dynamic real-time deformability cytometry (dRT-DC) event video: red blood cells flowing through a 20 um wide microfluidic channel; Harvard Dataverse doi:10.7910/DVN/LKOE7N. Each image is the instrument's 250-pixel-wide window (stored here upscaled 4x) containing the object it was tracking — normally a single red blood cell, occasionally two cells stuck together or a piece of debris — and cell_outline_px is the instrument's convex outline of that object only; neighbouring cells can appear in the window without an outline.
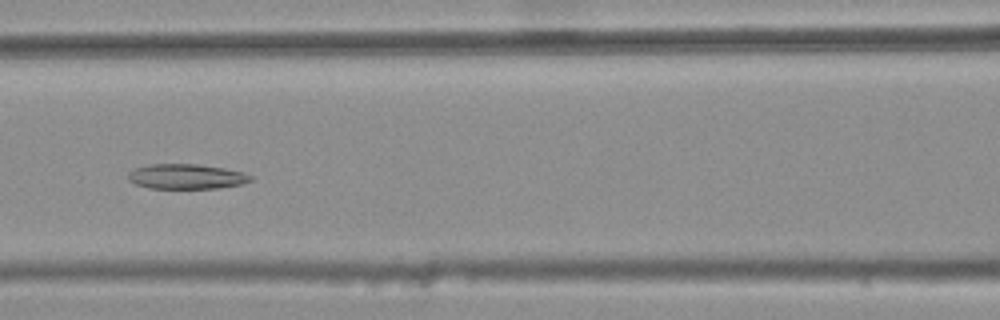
{"species": "common noctule bat (a hibernating species)", "species_latin": "Nyctalus noctula", "temperature_condition": "warm", "stored_images_in_passage": 31, "camera_frame_rate_fps": 3000, "um_per_image_px": 0.085, "animal": {"sex": "female", "body_mass_g": 25.1}, "frame": {"image": 1, "passage_image": 11, "time_ms": 3.333, "image_size_px": [1000, 320], "cell_outline_px": [[252, 180], [244, 184], [220, 188], [148, 188], [136, 184], [128, 180], [128, 172], [136, 168], [148, 164], [196, 164], [224, 168], [244, 172], [252, 176]], "centroid_in_image_um": [15.86, 15.0], "position_along_channel_um": 150.7, "area_um2": 17.92}}
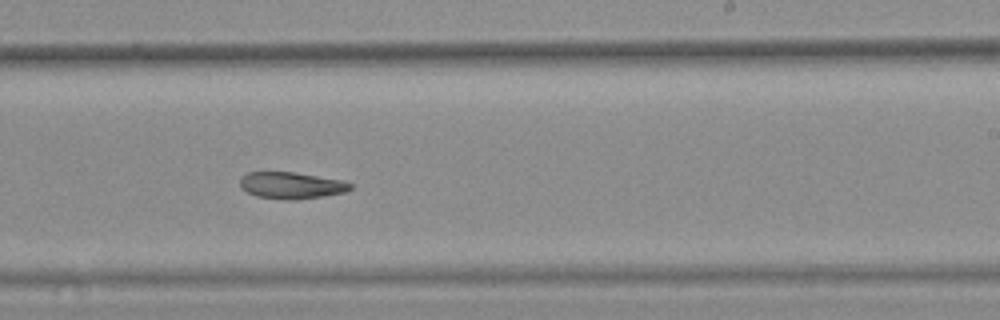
{"frame": {"image": 2, "passage_image": 20, "time_ms": 6.333, "image_size_px": [1000, 320], "cell_outline_px": [[352, 188], [344, 192], [324, 196], [292, 200], [284, 200], [256, 196], [240, 188], [240, 176], [248, 172], [292, 172], [340, 180], [352, 184]], "centroid_in_image_um": [24.71, 15.76], "position_along_channel_um": 264.3, "area_um2": 17.05}}
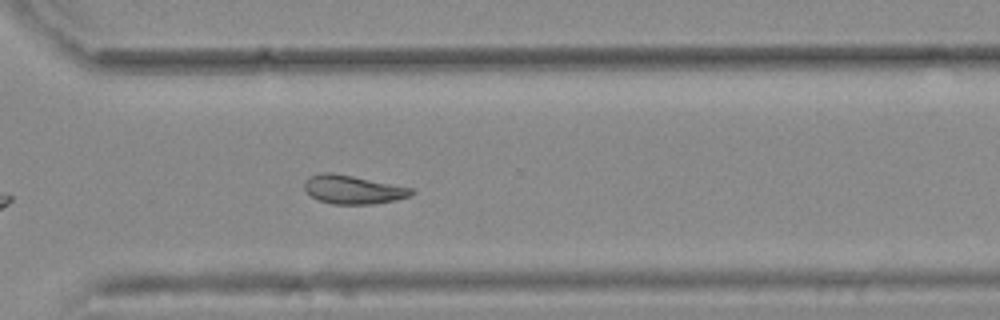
{"frame": {"image": 3, "passage_image": 26, "time_ms": 8.333, "image_size_px": [1000, 320], "cell_outline_px": [[412, 196], [396, 200], [372, 204], [332, 204], [320, 200], [312, 196], [304, 188], [304, 180], [308, 176], [320, 172], [332, 172], [412, 188]], "centroid_in_image_um": [29.97, 16.11], "position_along_channel_um": 340.6, "area_um2": 17.74}, "authors_computed_cell_mechanics": {"area_um2": 18.1492, "velocity_mm_per_s": 3.7905, "shape_relaxation_time_tau1_ms": null, "shape_relaxation_time_tau2_ms": 4.8444, "deformation_change_tau1": null, "deformation_change_tau2": 0.118}}